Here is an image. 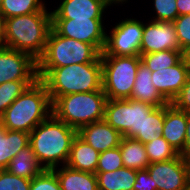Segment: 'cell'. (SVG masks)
<instances>
[{"label": "cell", "mask_w": 190, "mask_h": 190, "mask_svg": "<svg viewBox=\"0 0 190 190\" xmlns=\"http://www.w3.org/2000/svg\"><path fill=\"white\" fill-rule=\"evenodd\" d=\"M77 130L52 113L29 133V145L39 164L48 170L67 163Z\"/></svg>", "instance_id": "obj_1"}, {"label": "cell", "mask_w": 190, "mask_h": 190, "mask_svg": "<svg viewBox=\"0 0 190 190\" xmlns=\"http://www.w3.org/2000/svg\"><path fill=\"white\" fill-rule=\"evenodd\" d=\"M37 76L45 84L51 103L64 95L103 90L101 57L92 63L37 69Z\"/></svg>", "instance_id": "obj_2"}, {"label": "cell", "mask_w": 190, "mask_h": 190, "mask_svg": "<svg viewBox=\"0 0 190 190\" xmlns=\"http://www.w3.org/2000/svg\"><path fill=\"white\" fill-rule=\"evenodd\" d=\"M51 9L6 19L4 46L29 54L38 61L52 29ZM49 11V12H48Z\"/></svg>", "instance_id": "obj_3"}, {"label": "cell", "mask_w": 190, "mask_h": 190, "mask_svg": "<svg viewBox=\"0 0 190 190\" xmlns=\"http://www.w3.org/2000/svg\"><path fill=\"white\" fill-rule=\"evenodd\" d=\"M45 84L37 79L5 110L0 123L11 131L30 133L52 113Z\"/></svg>", "instance_id": "obj_4"}, {"label": "cell", "mask_w": 190, "mask_h": 190, "mask_svg": "<svg viewBox=\"0 0 190 190\" xmlns=\"http://www.w3.org/2000/svg\"><path fill=\"white\" fill-rule=\"evenodd\" d=\"M106 100L103 90L60 96L52 102V114L78 131L104 119Z\"/></svg>", "instance_id": "obj_5"}, {"label": "cell", "mask_w": 190, "mask_h": 190, "mask_svg": "<svg viewBox=\"0 0 190 190\" xmlns=\"http://www.w3.org/2000/svg\"><path fill=\"white\" fill-rule=\"evenodd\" d=\"M100 52L91 44L60 36L50 30L46 48L37 61V69H54L72 64L96 62Z\"/></svg>", "instance_id": "obj_6"}, {"label": "cell", "mask_w": 190, "mask_h": 190, "mask_svg": "<svg viewBox=\"0 0 190 190\" xmlns=\"http://www.w3.org/2000/svg\"><path fill=\"white\" fill-rule=\"evenodd\" d=\"M102 89L107 99H129L134 87L141 56L100 55Z\"/></svg>", "instance_id": "obj_7"}, {"label": "cell", "mask_w": 190, "mask_h": 190, "mask_svg": "<svg viewBox=\"0 0 190 190\" xmlns=\"http://www.w3.org/2000/svg\"><path fill=\"white\" fill-rule=\"evenodd\" d=\"M156 107L132 99H107L104 120L128 138L143 135L144 119Z\"/></svg>", "instance_id": "obj_8"}, {"label": "cell", "mask_w": 190, "mask_h": 190, "mask_svg": "<svg viewBox=\"0 0 190 190\" xmlns=\"http://www.w3.org/2000/svg\"><path fill=\"white\" fill-rule=\"evenodd\" d=\"M111 31L106 32V44L100 55L138 56L143 33V21L137 18L118 20Z\"/></svg>", "instance_id": "obj_9"}, {"label": "cell", "mask_w": 190, "mask_h": 190, "mask_svg": "<svg viewBox=\"0 0 190 190\" xmlns=\"http://www.w3.org/2000/svg\"><path fill=\"white\" fill-rule=\"evenodd\" d=\"M104 19H52V29L67 38L93 45L100 53L106 44Z\"/></svg>", "instance_id": "obj_10"}, {"label": "cell", "mask_w": 190, "mask_h": 190, "mask_svg": "<svg viewBox=\"0 0 190 190\" xmlns=\"http://www.w3.org/2000/svg\"><path fill=\"white\" fill-rule=\"evenodd\" d=\"M147 171L157 190H188L189 167L181 155L168 161L151 163Z\"/></svg>", "instance_id": "obj_11"}, {"label": "cell", "mask_w": 190, "mask_h": 190, "mask_svg": "<svg viewBox=\"0 0 190 190\" xmlns=\"http://www.w3.org/2000/svg\"><path fill=\"white\" fill-rule=\"evenodd\" d=\"M37 61L29 54L0 47V84L8 81L37 80Z\"/></svg>", "instance_id": "obj_12"}, {"label": "cell", "mask_w": 190, "mask_h": 190, "mask_svg": "<svg viewBox=\"0 0 190 190\" xmlns=\"http://www.w3.org/2000/svg\"><path fill=\"white\" fill-rule=\"evenodd\" d=\"M146 22V23H145ZM140 47V55L165 50H180L173 22L145 21Z\"/></svg>", "instance_id": "obj_13"}, {"label": "cell", "mask_w": 190, "mask_h": 190, "mask_svg": "<svg viewBox=\"0 0 190 190\" xmlns=\"http://www.w3.org/2000/svg\"><path fill=\"white\" fill-rule=\"evenodd\" d=\"M189 75L190 67L183 58L176 65L151 72L153 85L169 103L180 92Z\"/></svg>", "instance_id": "obj_14"}, {"label": "cell", "mask_w": 190, "mask_h": 190, "mask_svg": "<svg viewBox=\"0 0 190 190\" xmlns=\"http://www.w3.org/2000/svg\"><path fill=\"white\" fill-rule=\"evenodd\" d=\"M110 5L105 0H61L52 11V19H106Z\"/></svg>", "instance_id": "obj_15"}, {"label": "cell", "mask_w": 190, "mask_h": 190, "mask_svg": "<svg viewBox=\"0 0 190 190\" xmlns=\"http://www.w3.org/2000/svg\"><path fill=\"white\" fill-rule=\"evenodd\" d=\"M77 135L99 153L119 147L123 137L104 119L81 127Z\"/></svg>", "instance_id": "obj_16"}, {"label": "cell", "mask_w": 190, "mask_h": 190, "mask_svg": "<svg viewBox=\"0 0 190 190\" xmlns=\"http://www.w3.org/2000/svg\"><path fill=\"white\" fill-rule=\"evenodd\" d=\"M187 113L176 109L171 103L165 105L162 137L179 153L184 146Z\"/></svg>", "instance_id": "obj_17"}, {"label": "cell", "mask_w": 190, "mask_h": 190, "mask_svg": "<svg viewBox=\"0 0 190 190\" xmlns=\"http://www.w3.org/2000/svg\"><path fill=\"white\" fill-rule=\"evenodd\" d=\"M130 99L161 107L169 102L159 93L152 83L151 71L140 62Z\"/></svg>", "instance_id": "obj_18"}, {"label": "cell", "mask_w": 190, "mask_h": 190, "mask_svg": "<svg viewBox=\"0 0 190 190\" xmlns=\"http://www.w3.org/2000/svg\"><path fill=\"white\" fill-rule=\"evenodd\" d=\"M100 153L87 144L78 135L74 138L67 163V167L88 173H96Z\"/></svg>", "instance_id": "obj_19"}, {"label": "cell", "mask_w": 190, "mask_h": 190, "mask_svg": "<svg viewBox=\"0 0 190 190\" xmlns=\"http://www.w3.org/2000/svg\"><path fill=\"white\" fill-rule=\"evenodd\" d=\"M29 146V133L7 130L0 123V169H6L10 160Z\"/></svg>", "instance_id": "obj_20"}, {"label": "cell", "mask_w": 190, "mask_h": 190, "mask_svg": "<svg viewBox=\"0 0 190 190\" xmlns=\"http://www.w3.org/2000/svg\"><path fill=\"white\" fill-rule=\"evenodd\" d=\"M52 170L56 173L61 190H98L96 174L77 171L66 165Z\"/></svg>", "instance_id": "obj_21"}, {"label": "cell", "mask_w": 190, "mask_h": 190, "mask_svg": "<svg viewBox=\"0 0 190 190\" xmlns=\"http://www.w3.org/2000/svg\"><path fill=\"white\" fill-rule=\"evenodd\" d=\"M119 148L124 167L137 171L147 169L150 162L142 142L123 136Z\"/></svg>", "instance_id": "obj_22"}, {"label": "cell", "mask_w": 190, "mask_h": 190, "mask_svg": "<svg viewBox=\"0 0 190 190\" xmlns=\"http://www.w3.org/2000/svg\"><path fill=\"white\" fill-rule=\"evenodd\" d=\"M98 190H133L137 170L122 167L116 171L96 172Z\"/></svg>", "instance_id": "obj_23"}, {"label": "cell", "mask_w": 190, "mask_h": 190, "mask_svg": "<svg viewBox=\"0 0 190 190\" xmlns=\"http://www.w3.org/2000/svg\"><path fill=\"white\" fill-rule=\"evenodd\" d=\"M11 174L32 179L39 175L44 168L39 164L31 146L19 151L6 168Z\"/></svg>", "instance_id": "obj_24"}, {"label": "cell", "mask_w": 190, "mask_h": 190, "mask_svg": "<svg viewBox=\"0 0 190 190\" xmlns=\"http://www.w3.org/2000/svg\"><path fill=\"white\" fill-rule=\"evenodd\" d=\"M43 0H2L0 12L4 17H16L43 11L46 8Z\"/></svg>", "instance_id": "obj_25"}, {"label": "cell", "mask_w": 190, "mask_h": 190, "mask_svg": "<svg viewBox=\"0 0 190 190\" xmlns=\"http://www.w3.org/2000/svg\"><path fill=\"white\" fill-rule=\"evenodd\" d=\"M164 116L165 105L156 107L144 119L143 135H137L134 139L139 140L143 144H146L152 140L159 138L163 132Z\"/></svg>", "instance_id": "obj_26"}, {"label": "cell", "mask_w": 190, "mask_h": 190, "mask_svg": "<svg viewBox=\"0 0 190 190\" xmlns=\"http://www.w3.org/2000/svg\"><path fill=\"white\" fill-rule=\"evenodd\" d=\"M141 62L153 72L154 69H162L176 65L183 57L180 50H165L155 53L142 54Z\"/></svg>", "instance_id": "obj_27"}, {"label": "cell", "mask_w": 190, "mask_h": 190, "mask_svg": "<svg viewBox=\"0 0 190 190\" xmlns=\"http://www.w3.org/2000/svg\"><path fill=\"white\" fill-rule=\"evenodd\" d=\"M36 80L8 81L0 84V117L24 90Z\"/></svg>", "instance_id": "obj_28"}, {"label": "cell", "mask_w": 190, "mask_h": 190, "mask_svg": "<svg viewBox=\"0 0 190 190\" xmlns=\"http://www.w3.org/2000/svg\"><path fill=\"white\" fill-rule=\"evenodd\" d=\"M144 145L150 164L168 161L179 156L176 149H174L162 136Z\"/></svg>", "instance_id": "obj_29"}, {"label": "cell", "mask_w": 190, "mask_h": 190, "mask_svg": "<svg viewBox=\"0 0 190 190\" xmlns=\"http://www.w3.org/2000/svg\"><path fill=\"white\" fill-rule=\"evenodd\" d=\"M153 11L156 16H152V21L173 22L178 17L176 0H153Z\"/></svg>", "instance_id": "obj_30"}, {"label": "cell", "mask_w": 190, "mask_h": 190, "mask_svg": "<svg viewBox=\"0 0 190 190\" xmlns=\"http://www.w3.org/2000/svg\"><path fill=\"white\" fill-rule=\"evenodd\" d=\"M124 167L120 148L106 150L100 153L96 172L116 171Z\"/></svg>", "instance_id": "obj_31"}, {"label": "cell", "mask_w": 190, "mask_h": 190, "mask_svg": "<svg viewBox=\"0 0 190 190\" xmlns=\"http://www.w3.org/2000/svg\"><path fill=\"white\" fill-rule=\"evenodd\" d=\"M30 190H61L59 180L53 170L44 169L31 179Z\"/></svg>", "instance_id": "obj_32"}, {"label": "cell", "mask_w": 190, "mask_h": 190, "mask_svg": "<svg viewBox=\"0 0 190 190\" xmlns=\"http://www.w3.org/2000/svg\"><path fill=\"white\" fill-rule=\"evenodd\" d=\"M31 179L11 174L7 169H0V190H30Z\"/></svg>", "instance_id": "obj_33"}, {"label": "cell", "mask_w": 190, "mask_h": 190, "mask_svg": "<svg viewBox=\"0 0 190 190\" xmlns=\"http://www.w3.org/2000/svg\"><path fill=\"white\" fill-rule=\"evenodd\" d=\"M180 48L190 45V14L180 15L173 21Z\"/></svg>", "instance_id": "obj_34"}, {"label": "cell", "mask_w": 190, "mask_h": 190, "mask_svg": "<svg viewBox=\"0 0 190 190\" xmlns=\"http://www.w3.org/2000/svg\"><path fill=\"white\" fill-rule=\"evenodd\" d=\"M171 104L178 110L190 113V75L180 92L172 100Z\"/></svg>", "instance_id": "obj_35"}, {"label": "cell", "mask_w": 190, "mask_h": 190, "mask_svg": "<svg viewBox=\"0 0 190 190\" xmlns=\"http://www.w3.org/2000/svg\"><path fill=\"white\" fill-rule=\"evenodd\" d=\"M133 190H157V185H154L147 169L137 171Z\"/></svg>", "instance_id": "obj_36"}, {"label": "cell", "mask_w": 190, "mask_h": 190, "mask_svg": "<svg viewBox=\"0 0 190 190\" xmlns=\"http://www.w3.org/2000/svg\"><path fill=\"white\" fill-rule=\"evenodd\" d=\"M186 160L190 158V113H187V125L183 149L179 152Z\"/></svg>", "instance_id": "obj_37"}, {"label": "cell", "mask_w": 190, "mask_h": 190, "mask_svg": "<svg viewBox=\"0 0 190 190\" xmlns=\"http://www.w3.org/2000/svg\"><path fill=\"white\" fill-rule=\"evenodd\" d=\"M178 16L190 14V0H176Z\"/></svg>", "instance_id": "obj_38"}, {"label": "cell", "mask_w": 190, "mask_h": 190, "mask_svg": "<svg viewBox=\"0 0 190 190\" xmlns=\"http://www.w3.org/2000/svg\"><path fill=\"white\" fill-rule=\"evenodd\" d=\"M6 18L0 12V47L4 46Z\"/></svg>", "instance_id": "obj_39"}, {"label": "cell", "mask_w": 190, "mask_h": 190, "mask_svg": "<svg viewBox=\"0 0 190 190\" xmlns=\"http://www.w3.org/2000/svg\"><path fill=\"white\" fill-rule=\"evenodd\" d=\"M182 57L184 62L190 67V45L183 49Z\"/></svg>", "instance_id": "obj_40"}, {"label": "cell", "mask_w": 190, "mask_h": 190, "mask_svg": "<svg viewBox=\"0 0 190 190\" xmlns=\"http://www.w3.org/2000/svg\"><path fill=\"white\" fill-rule=\"evenodd\" d=\"M109 5H110V7L111 6H114V4L115 5H121L122 6V4L124 5L125 3H128V0H105Z\"/></svg>", "instance_id": "obj_41"}, {"label": "cell", "mask_w": 190, "mask_h": 190, "mask_svg": "<svg viewBox=\"0 0 190 190\" xmlns=\"http://www.w3.org/2000/svg\"><path fill=\"white\" fill-rule=\"evenodd\" d=\"M188 167H189V181H190V158L187 159Z\"/></svg>", "instance_id": "obj_42"}]
</instances>
